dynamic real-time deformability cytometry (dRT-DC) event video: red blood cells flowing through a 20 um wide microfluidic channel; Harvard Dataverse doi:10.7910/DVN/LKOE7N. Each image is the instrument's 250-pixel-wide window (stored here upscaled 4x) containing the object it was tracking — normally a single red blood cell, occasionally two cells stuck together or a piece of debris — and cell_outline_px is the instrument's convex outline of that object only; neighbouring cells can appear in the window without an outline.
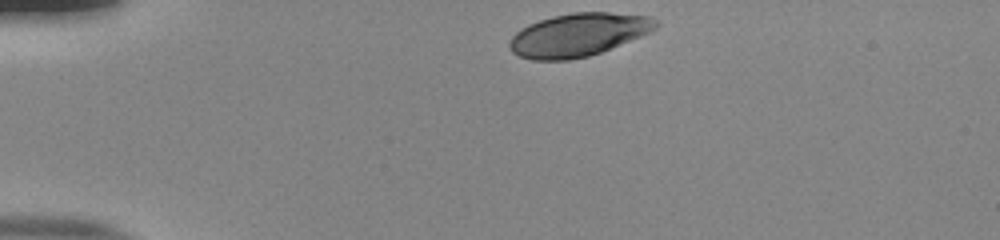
{"species": "human", "species_latin": "Homo sapiens", "temperature_condition": "room temperature", "stored_images_in_passage": 35, "camera_frame_rate_fps": 3000, "um_per_image_px": 0.085, "donor": {"sex": "male"}, "frame": {"image": 1, "passage_image": 1, "time_ms": 0.0, "image_size_px": [1000, 240], "cell_outline_px": [[660, 24], [652, 32], [600, 52], [588, 56], [568, 60], [532, 60], [520, 56], [512, 52], [508, 44], [512, 36], [520, 28], [528, 24], [552, 16], [572, 12], [608, 12], [648, 16], [656, 20]], "centroid_in_image_um": [49.15, 2.95], "position_along_channel_um": 35.8, "area_um2": 36.76}}
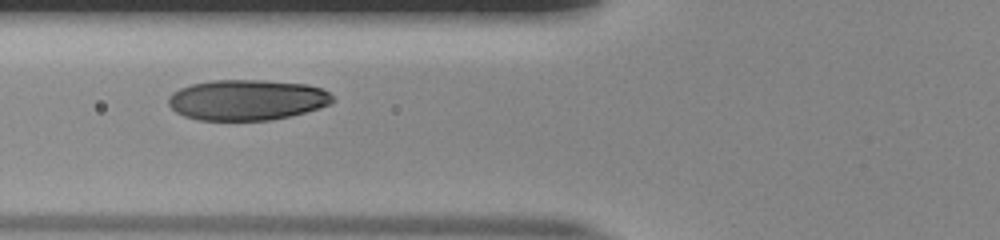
{"frame": {"image": 2, "passage_image": 11, "time_ms": 3.333, "image_size_px": [1000, 240], "cell_outline_px": [[336, 100], [320, 108], [272, 120], [196, 120], [184, 116], [176, 112], [168, 104], [168, 96], [172, 92], [180, 88], [192, 84], [212, 80], [264, 80], [308, 84], [320, 88], [328, 92]], "centroid_in_image_um": [20.97, 8.49], "position_along_channel_um": 104.8, "area_um2": 38.96}}
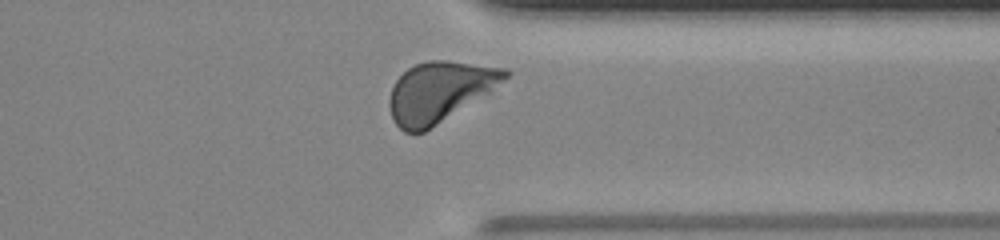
{"frame": {"image": 3, "passage_image": 32, "time_ms": 10.333, "image_size_px": [1000, 240], "cell_outline_px": [[512, 72], [504, 80], [488, 92], [424, 132], [404, 132], [392, 120], [388, 104], [388, 100], [392, 88], [396, 80], [408, 68], [416, 64], [428, 60], [448, 60], [508, 68]], "centroid_in_image_um": [37.33, 7.78], "position_along_channel_um": 374.1, "area_um2": 40.17}, "authors_computed_cell_mechanics": {"area_um2": 39.3618, "velocity_mm_per_s": 3.8556, "shape_relaxation_time_tau1_ms": 3.0819, "shape_relaxation_time_tau2_ms": null, "deformation_change_tau1": 0.1607, "deformation_change_tau2": null}}